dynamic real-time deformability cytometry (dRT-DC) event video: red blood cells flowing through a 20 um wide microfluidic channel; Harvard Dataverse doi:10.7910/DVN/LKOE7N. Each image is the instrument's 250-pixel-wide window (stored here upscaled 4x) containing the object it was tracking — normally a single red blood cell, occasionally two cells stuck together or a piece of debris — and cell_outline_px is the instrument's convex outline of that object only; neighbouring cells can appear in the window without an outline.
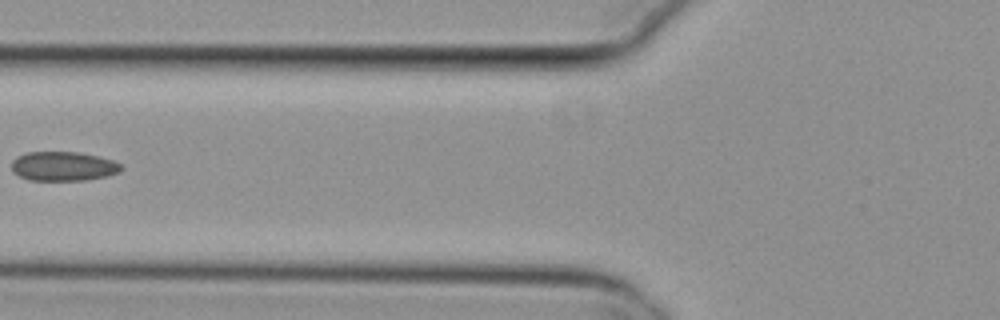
{"species": "common noctule bat (a hibernating species)", "species_latin": "Nyctalus noctula", "temperature_condition": "cold", "stored_images_in_passage": 6, "camera_frame_rate_fps": 3000, "um_per_image_px": 0.085, "animal": {"sex": "female", "body_mass_g": 29.2, "forearm_length_mm": 56.3}, "frame": {"image": 1, "passage_image": 5, "time_ms": 1.333, "image_size_px": [1000, 320], "cell_outline_px": [[124, 168], [120, 172], [108, 176], [88, 180], [28, 180], [12, 172], [12, 160], [16, 156], [24, 152], [76, 152], [100, 156], [124, 164]], "centroid_in_image_um": [5.41, 14.13], "position_along_channel_um": 120.4, "area_um2": 19.07}}
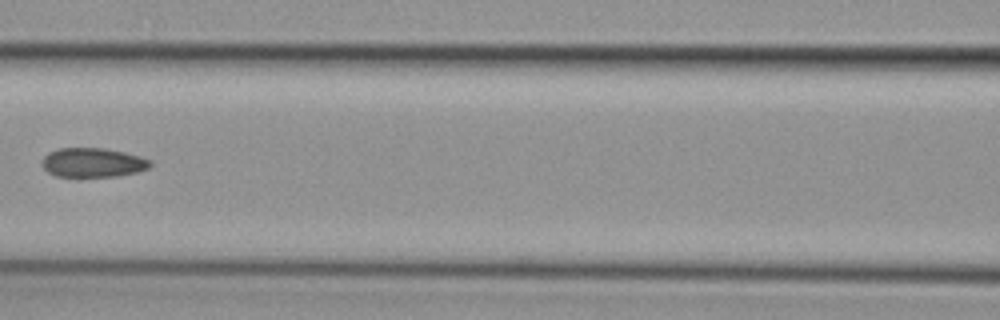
{"frame": {"image": 2, "passage_image": 6, "time_ms": 1.667, "image_size_px": [1000, 320], "cell_outline_px": [[152, 164], [148, 168], [136, 172], [116, 176], [56, 176], [48, 172], [40, 164], [40, 160], [48, 152], [60, 148], [104, 148], [124, 152], [140, 156], [152, 160]], "centroid_in_image_um": [7.87, 13.81], "position_along_channel_um": 158.7, "area_um2": 18.5}}